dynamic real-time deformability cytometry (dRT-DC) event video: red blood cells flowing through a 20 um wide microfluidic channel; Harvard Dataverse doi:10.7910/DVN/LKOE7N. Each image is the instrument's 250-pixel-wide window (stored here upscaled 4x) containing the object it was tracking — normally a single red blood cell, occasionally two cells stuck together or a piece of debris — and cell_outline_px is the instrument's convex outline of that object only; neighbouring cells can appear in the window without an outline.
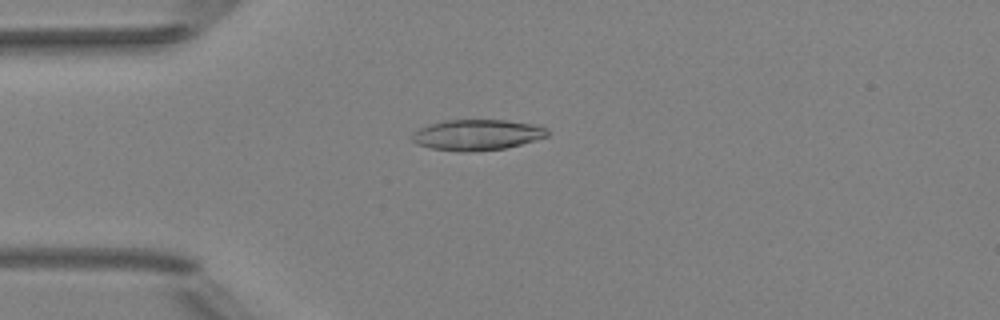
{"species": "Egyptian fruit bat (a non-hibernating species)", "species_latin": "Rousettus aegyptiacus", "temperature_condition": "room temperature", "stored_images_in_passage": 4, "camera_frame_rate_fps": 3000, "um_per_image_px": 0.085, "animal": {"sex": "female"}, "frame": {"image": 1, "passage_image": 4, "time_ms": 3.333, "image_size_px": [1000, 320], "cell_outline_px": [[548, 136], [520, 144], [504, 148], [464, 152], [432, 148], [416, 144], [412, 140], [412, 136], [420, 128], [444, 120], [508, 120], [532, 124], [544, 128], [548, 132]], "centroid_in_image_um": [40.54, 11.46], "position_along_channel_um": 44.5, "area_um2": 23.76}}